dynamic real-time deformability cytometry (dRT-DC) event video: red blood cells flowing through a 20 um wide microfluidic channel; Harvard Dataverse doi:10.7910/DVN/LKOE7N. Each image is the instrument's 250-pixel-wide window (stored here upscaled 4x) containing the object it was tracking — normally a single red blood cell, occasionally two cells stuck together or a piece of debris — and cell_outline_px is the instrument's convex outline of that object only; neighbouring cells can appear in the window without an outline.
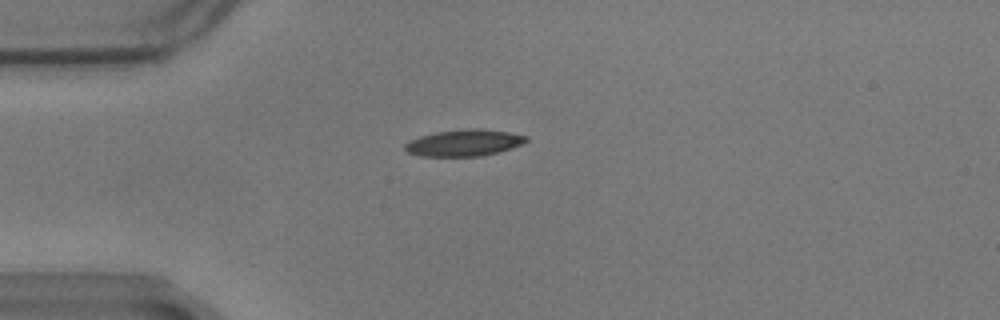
{"species": "common noctule bat (a hibernating species)", "species_latin": "Nyctalus noctula", "temperature_condition": "warm", "stored_images_in_passage": 44, "camera_frame_rate_fps": 3000, "um_per_image_px": 0.085, "animal": {"sex": "male", "body_mass_g": 17.9}, "frame": {"image": 1, "passage_image": 1, "time_ms": 0.0, "image_size_px": [1000, 320], "cell_outline_px": [[528, 140], [512, 148], [480, 156], [420, 156], [408, 152], [404, 148], [404, 144], [408, 140], [420, 136], [436, 132], [468, 128], [476, 128], [508, 132], [528, 136]], "centroid_in_image_um": [39.41, 12.13], "position_along_channel_um": 45.6, "area_um2": 18.67}}
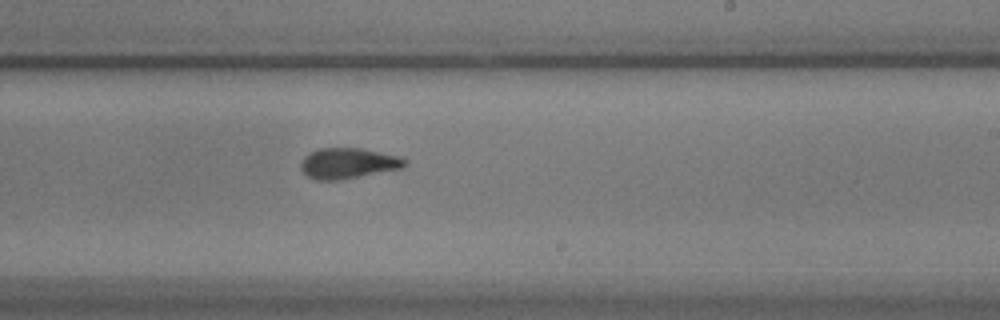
{"frame": {"image": 2, "passage_image": 21, "time_ms": 6.667, "image_size_px": [1000, 320], "cell_outline_px": [[408, 164], [404, 168], [340, 180], [316, 180], [308, 176], [300, 168], [300, 160], [308, 152], [316, 148], [360, 148], [400, 156], [408, 160]], "centroid_in_image_um": [29.59, 13.87], "position_along_channel_um": 259.4, "area_um2": 18.9}}
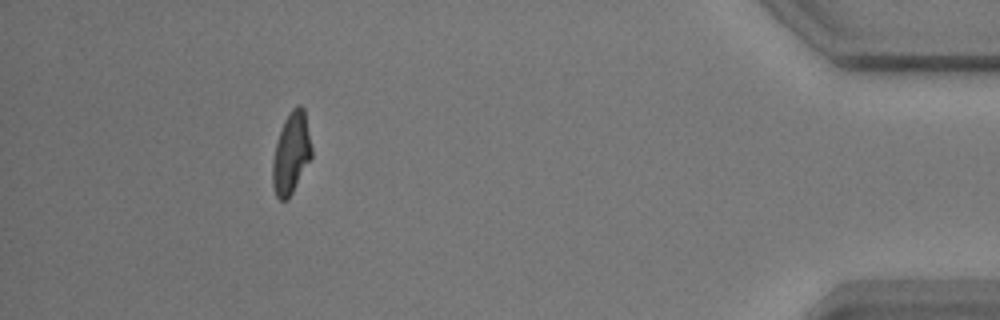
{"frame": {"image": 3, "passage_image": 39, "time_ms": 12.667, "image_size_px": [1000, 320], "cell_outline_px": [[312, 156], [288, 200], [280, 200], [276, 196], [272, 184], [272, 160], [276, 144], [284, 120], [292, 108], [296, 104], [300, 104], [304, 108], [312, 148]], "centroid_in_image_um": [24.75, 13.01], "position_along_channel_um": 410.5, "area_um2": 18.5}, "authors_computed_cell_mechanics": {"area_um2": 18.8139, "velocity_mm_per_s": 3.4641, "shape_relaxation_time_tau1_ms": 7.4782, "shape_relaxation_time_tau2_ms": 2.5048, "deformation_change_tau1": 0.2432, "deformation_change_tau2": 0.0839}}